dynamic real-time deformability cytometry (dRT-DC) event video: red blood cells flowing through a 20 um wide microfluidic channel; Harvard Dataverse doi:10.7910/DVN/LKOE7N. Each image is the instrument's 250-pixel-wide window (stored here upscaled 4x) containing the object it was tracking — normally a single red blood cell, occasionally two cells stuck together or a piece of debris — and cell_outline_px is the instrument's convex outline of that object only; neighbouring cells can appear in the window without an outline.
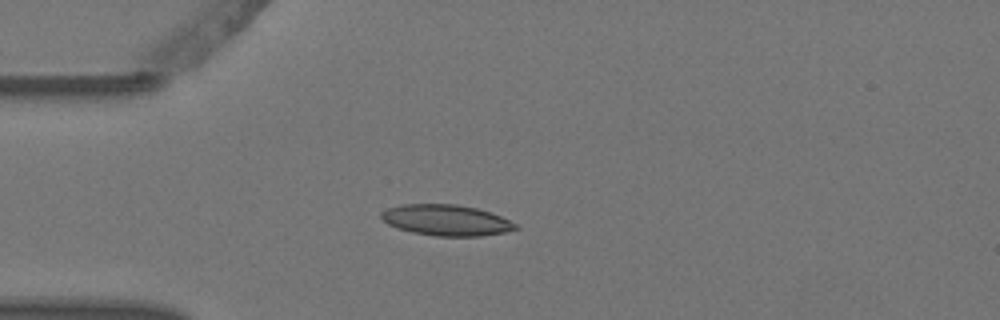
{"species": "Egyptian fruit bat (a non-hibernating species)", "species_latin": "Rousettus aegyptiacus", "temperature_condition": "warm", "stored_images_in_passage": 4, "camera_frame_rate_fps": 3000, "um_per_image_px": 0.085, "animal": {"sex": "female"}, "frame": {"image": 1, "passage_image": 4, "time_ms": 1.0, "image_size_px": [1000, 320], "cell_outline_px": [[520, 228], [504, 232], [480, 236], [436, 236], [412, 232], [396, 228], [388, 224], [380, 216], [380, 212], [388, 208], [400, 204], [456, 204], [476, 208], [500, 216], [516, 224]], "centroid_in_image_um": [37.89, 18.71], "position_along_channel_um": 47.1, "area_um2": 24.1}}